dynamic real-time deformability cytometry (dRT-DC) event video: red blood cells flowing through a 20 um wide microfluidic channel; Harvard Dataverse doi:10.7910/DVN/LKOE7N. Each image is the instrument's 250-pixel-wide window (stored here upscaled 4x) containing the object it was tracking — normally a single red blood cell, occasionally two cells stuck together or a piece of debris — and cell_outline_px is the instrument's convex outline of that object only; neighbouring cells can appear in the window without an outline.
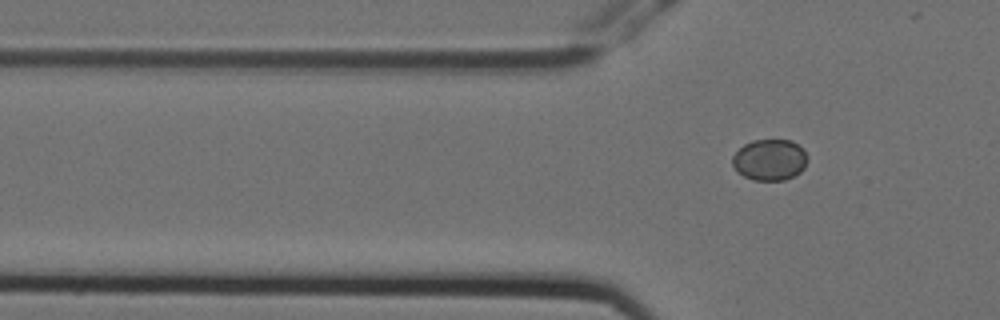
{"species": "Egyptian fruit bat (a non-hibernating species)", "species_latin": "Rousettus aegyptiacus", "temperature_condition": "cold", "stored_images_in_passage": 7, "segment_of_instrument_passage": [2, 2], "camera_frame_rate_fps": 3000, "um_per_image_px": 0.085, "animal": {"sex": "female"}, "frame": {"image": 1, "passage_image": 7, "time_ms": 2.0, "image_size_px": [1000, 320], "cell_outline_px": [[808, 160], [804, 168], [800, 172], [784, 180], [752, 180], [744, 176], [732, 164], [732, 156], [744, 144], [752, 140], [792, 140], [808, 156]], "centroid_in_image_um": [65.43, 13.58], "position_along_channel_um": 60.4, "area_um2": 17.86}}